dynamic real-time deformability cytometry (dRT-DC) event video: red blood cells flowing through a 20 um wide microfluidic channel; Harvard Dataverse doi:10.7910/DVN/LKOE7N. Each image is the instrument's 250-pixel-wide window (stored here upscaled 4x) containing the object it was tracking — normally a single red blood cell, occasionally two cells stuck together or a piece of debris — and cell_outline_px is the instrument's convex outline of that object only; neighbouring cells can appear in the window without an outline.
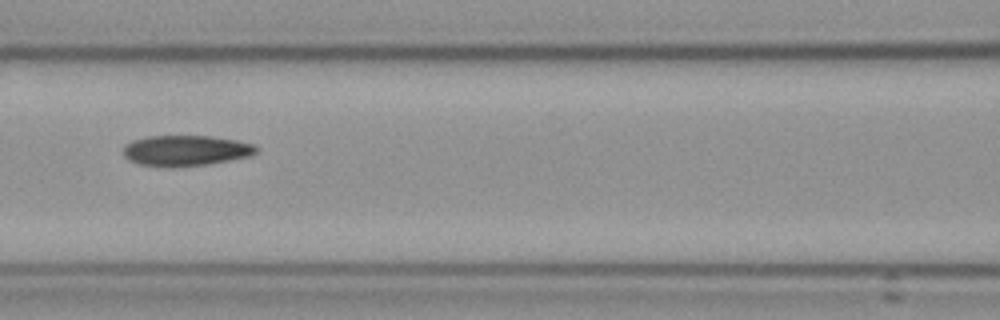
{"species": "Egyptian fruit bat (a non-hibernating species)", "species_latin": "Rousettus aegyptiacus", "temperature_condition": "cold", "stored_images_in_passage": 8, "camera_frame_rate_fps": 3000, "um_per_image_px": 0.085, "frame": {"image": 1, "passage_image": 4, "time_ms": 3.667, "image_size_px": [1000, 320], "cell_outline_px": [[260, 148], [252, 156], [204, 164], [140, 164], [128, 160], [124, 156], [124, 148], [132, 140], [148, 136], [208, 136], [236, 140], [256, 144]], "centroid_in_image_um": [15.86, 12.75], "position_along_channel_um": 150.7, "area_um2": 22.83}}
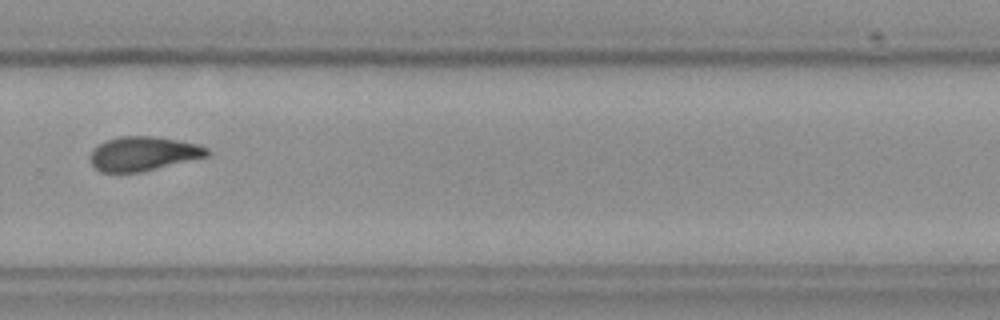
{"frame": {"image": 2, "passage_image": 8, "time_ms": 8.333, "image_size_px": [1000, 320], "cell_outline_px": [[208, 156], [140, 172], [100, 172], [92, 164], [88, 156], [100, 144], [108, 140], [120, 136], [156, 136], [196, 144], [208, 148]], "centroid_in_image_um": [12.16, 13.06], "position_along_channel_um": 317.6, "area_um2": 22.95}}